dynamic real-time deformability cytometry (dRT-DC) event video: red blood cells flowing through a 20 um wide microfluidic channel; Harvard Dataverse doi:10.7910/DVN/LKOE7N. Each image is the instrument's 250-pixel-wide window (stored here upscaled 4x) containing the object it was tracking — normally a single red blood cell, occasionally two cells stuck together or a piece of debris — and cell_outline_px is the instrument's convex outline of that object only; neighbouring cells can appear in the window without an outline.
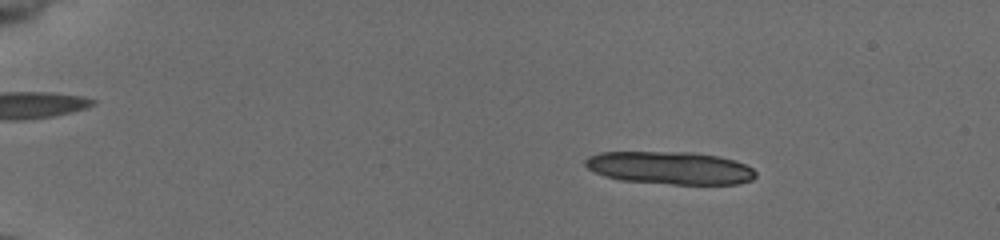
{"species": "common noctule bat (a hibernating species)", "species_latin": "Nyctalus noctula", "temperature_condition": "cold", "stored_images_in_passage": 26, "camera_frame_rate_fps": 3000, "um_per_image_px": 0.085, "animal": {"sex": "female", "body_mass_g": 19.5, "forearm_length_mm": 54.1}, "frame": {"image": 1, "passage_image": 9, "time_ms": 2.667, "image_size_px": [1000, 240], "cell_outline_px": [[756, 176], [752, 180], [736, 184], [672, 184], [620, 180], [604, 176], [588, 168], [584, 164], [584, 160], [588, 156], [600, 152], [692, 152], [720, 156], [744, 164], [752, 168], [756, 172]], "centroid_in_image_um": [56.94, 14.27], "position_along_channel_um": 28.1, "area_um2": 32.54}}
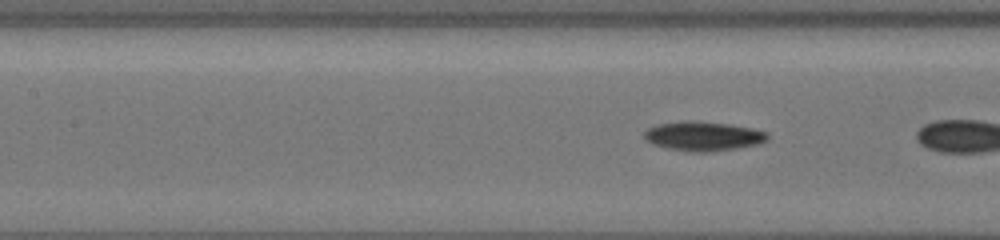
{"frame": {"image": 2, "passage_image": 25, "time_ms": 8.0, "image_size_px": [1000, 240], "cell_outline_px": [[768, 136], [760, 144], [712, 152], [692, 152], [668, 148], [652, 144], [644, 136], [644, 132], [648, 128], [660, 124], [688, 120], [692, 120], [724, 124], [752, 128], [768, 132]], "centroid_in_image_um": [59.78, 11.58], "position_along_channel_um": 147.6, "area_um2": 20.81}}